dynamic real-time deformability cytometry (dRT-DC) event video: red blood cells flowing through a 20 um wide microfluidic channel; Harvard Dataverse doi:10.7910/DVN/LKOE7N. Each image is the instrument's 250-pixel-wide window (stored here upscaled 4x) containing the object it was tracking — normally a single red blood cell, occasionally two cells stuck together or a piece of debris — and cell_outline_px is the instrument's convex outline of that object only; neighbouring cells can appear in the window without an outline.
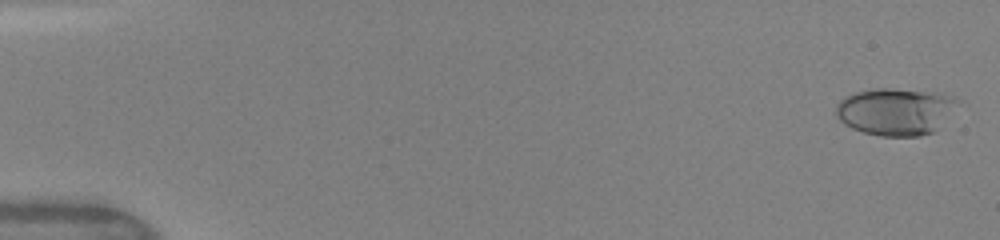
{"species": "human", "species_latin": "Homo sapiens", "temperature_condition": "warm", "stored_images_in_passage": 49, "camera_frame_rate_fps": 3000, "um_per_image_px": 0.085, "donor": {"sex": "female"}, "frame": {"image": 1, "passage_image": 1, "time_ms": 0.0, "image_size_px": [1000, 240], "cell_outline_px": [[956, 100], [932, 132], [920, 136], [880, 136], [864, 132], [852, 128], [844, 124], [836, 116], [836, 104], [844, 96], [856, 92], [876, 88], [888, 88], [940, 92]], "centroid_in_image_um": [75.97, 9.46], "position_along_channel_um": 9.0, "area_um2": 32.54}}
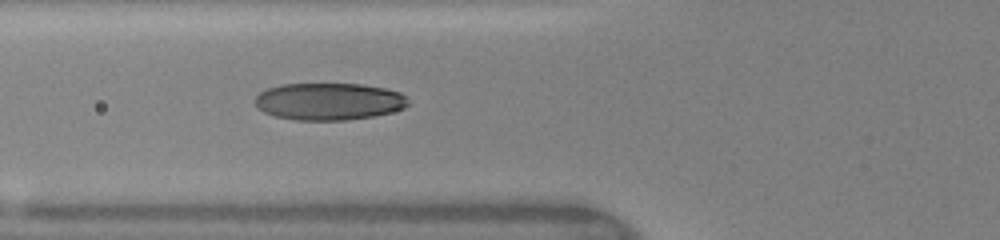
{"frame": {"image": 2, "passage_image": 19, "time_ms": 6.0, "image_size_px": [1000, 240], "cell_outline_px": [[408, 104], [404, 108], [392, 112], [372, 116], [344, 120], [296, 120], [276, 116], [264, 112], [256, 104], [256, 96], [260, 92], [268, 88], [284, 84], [360, 84], [384, 88], [400, 92], [408, 96]], "centroid_in_image_um": [27.99, 8.62], "position_along_channel_um": 97.8, "area_um2": 33.0}}
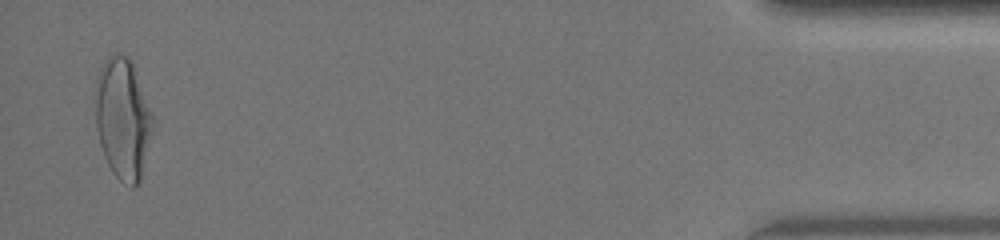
{"frame": {"image": 3, "passage_image": 48, "time_ms": 15.667, "image_size_px": [1000, 240], "cell_outline_px": [[156, 120], [140, 180], [132, 188], [120, 180], [112, 172], [104, 156], [100, 144], [96, 128], [92, 88], [96, 76], [104, 60], [112, 52], [116, 52], [128, 56], [132, 60]], "centroid_in_image_um": [10.43, 10.0], "position_along_channel_um": 424.8, "area_um2": 41.96}, "authors_computed_cell_mechanics": {"area_um2": 33.0616, "velocity_mm_per_s": 4.1506, "shape_relaxation_time_tau1_ms": 3.3838, "shape_relaxation_time_tau2_ms": 0.6725, "deformation_change_tau1": 0.1966, "deformation_change_tau2": 0.0666}}